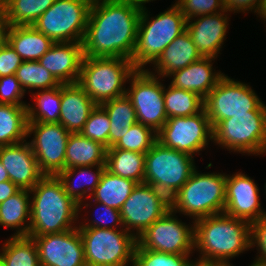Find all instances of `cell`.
Wrapping results in <instances>:
<instances>
[{"label":"cell","mask_w":266,"mask_h":266,"mask_svg":"<svg viewBox=\"0 0 266 266\" xmlns=\"http://www.w3.org/2000/svg\"><path fill=\"white\" fill-rule=\"evenodd\" d=\"M213 266H233L230 262H213Z\"/></svg>","instance_id":"cell-52"},{"label":"cell","mask_w":266,"mask_h":266,"mask_svg":"<svg viewBox=\"0 0 266 266\" xmlns=\"http://www.w3.org/2000/svg\"><path fill=\"white\" fill-rule=\"evenodd\" d=\"M25 93L15 74L0 77V104L27 105Z\"/></svg>","instance_id":"cell-43"},{"label":"cell","mask_w":266,"mask_h":266,"mask_svg":"<svg viewBox=\"0 0 266 266\" xmlns=\"http://www.w3.org/2000/svg\"><path fill=\"white\" fill-rule=\"evenodd\" d=\"M157 141V133L141 123L130 126L129 131L108 149H122L146 154Z\"/></svg>","instance_id":"cell-38"},{"label":"cell","mask_w":266,"mask_h":266,"mask_svg":"<svg viewBox=\"0 0 266 266\" xmlns=\"http://www.w3.org/2000/svg\"><path fill=\"white\" fill-rule=\"evenodd\" d=\"M258 15L260 19L263 18L262 20L266 21V0H261Z\"/></svg>","instance_id":"cell-49"},{"label":"cell","mask_w":266,"mask_h":266,"mask_svg":"<svg viewBox=\"0 0 266 266\" xmlns=\"http://www.w3.org/2000/svg\"><path fill=\"white\" fill-rule=\"evenodd\" d=\"M1 252L0 258L6 266H40L38 249L32 238L11 236Z\"/></svg>","instance_id":"cell-36"},{"label":"cell","mask_w":266,"mask_h":266,"mask_svg":"<svg viewBox=\"0 0 266 266\" xmlns=\"http://www.w3.org/2000/svg\"><path fill=\"white\" fill-rule=\"evenodd\" d=\"M6 41L23 61H38L55 43L32 25L7 26Z\"/></svg>","instance_id":"cell-26"},{"label":"cell","mask_w":266,"mask_h":266,"mask_svg":"<svg viewBox=\"0 0 266 266\" xmlns=\"http://www.w3.org/2000/svg\"><path fill=\"white\" fill-rule=\"evenodd\" d=\"M6 12L3 0H0V45L6 40Z\"/></svg>","instance_id":"cell-48"},{"label":"cell","mask_w":266,"mask_h":266,"mask_svg":"<svg viewBox=\"0 0 266 266\" xmlns=\"http://www.w3.org/2000/svg\"><path fill=\"white\" fill-rule=\"evenodd\" d=\"M15 75L25 92L27 89L29 92L50 89L60 84L38 61H23Z\"/></svg>","instance_id":"cell-37"},{"label":"cell","mask_w":266,"mask_h":266,"mask_svg":"<svg viewBox=\"0 0 266 266\" xmlns=\"http://www.w3.org/2000/svg\"><path fill=\"white\" fill-rule=\"evenodd\" d=\"M10 178L2 163L0 162V182L9 181Z\"/></svg>","instance_id":"cell-51"},{"label":"cell","mask_w":266,"mask_h":266,"mask_svg":"<svg viewBox=\"0 0 266 266\" xmlns=\"http://www.w3.org/2000/svg\"><path fill=\"white\" fill-rule=\"evenodd\" d=\"M163 96L167 118L191 116L204 109V98L193 91L169 85L164 86Z\"/></svg>","instance_id":"cell-34"},{"label":"cell","mask_w":266,"mask_h":266,"mask_svg":"<svg viewBox=\"0 0 266 266\" xmlns=\"http://www.w3.org/2000/svg\"><path fill=\"white\" fill-rule=\"evenodd\" d=\"M116 1L133 3V4H136V5H139L140 7H144V5L146 3H149V2H151L153 0H116Z\"/></svg>","instance_id":"cell-50"},{"label":"cell","mask_w":266,"mask_h":266,"mask_svg":"<svg viewBox=\"0 0 266 266\" xmlns=\"http://www.w3.org/2000/svg\"><path fill=\"white\" fill-rule=\"evenodd\" d=\"M110 119L109 148L113 147L121 137L137 123L136 111L130 98L125 94L100 104Z\"/></svg>","instance_id":"cell-30"},{"label":"cell","mask_w":266,"mask_h":266,"mask_svg":"<svg viewBox=\"0 0 266 266\" xmlns=\"http://www.w3.org/2000/svg\"><path fill=\"white\" fill-rule=\"evenodd\" d=\"M20 188L9 181L0 182V203L4 202L6 199L16 194Z\"/></svg>","instance_id":"cell-47"},{"label":"cell","mask_w":266,"mask_h":266,"mask_svg":"<svg viewBox=\"0 0 266 266\" xmlns=\"http://www.w3.org/2000/svg\"><path fill=\"white\" fill-rule=\"evenodd\" d=\"M107 148L101 143L82 136L70 134L65 153V168L106 164Z\"/></svg>","instance_id":"cell-28"},{"label":"cell","mask_w":266,"mask_h":266,"mask_svg":"<svg viewBox=\"0 0 266 266\" xmlns=\"http://www.w3.org/2000/svg\"><path fill=\"white\" fill-rule=\"evenodd\" d=\"M170 209V198L166 194L147 183H138L124 202L120 214L124 229L138 239Z\"/></svg>","instance_id":"cell-13"},{"label":"cell","mask_w":266,"mask_h":266,"mask_svg":"<svg viewBox=\"0 0 266 266\" xmlns=\"http://www.w3.org/2000/svg\"><path fill=\"white\" fill-rule=\"evenodd\" d=\"M87 266H133L137 239L125 229L78 228ZM129 263V264H128Z\"/></svg>","instance_id":"cell-8"},{"label":"cell","mask_w":266,"mask_h":266,"mask_svg":"<svg viewBox=\"0 0 266 266\" xmlns=\"http://www.w3.org/2000/svg\"><path fill=\"white\" fill-rule=\"evenodd\" d=\"M136 71L130 59L83 57L78 84L100 105L126 94L125 83Z\"/></svg>","instance_id":"cell-6"},{"label":"cell","mask_w":266,"mask_h":266,"mask_svg":"<svg viewBox=\"0 0 266 266\" xmlns=\"http://www.w3.org/2000/svg\"><path fill=\"white\" fill-rule=\"evenodd\" d=\"M161 77L149 69L136 70L129 78L126 95L136 111L137 122L158 132L167 121L164 103V85Z\"/></svg>","instance_id":"cell-12"},{"label":"cell","mask_w":266,"mask_h":266,"mask_svg":"<svg viewBox=\"0 0 266 266\" xmlns=\"http://www.w3.org/2000/svg\"><path fill=\"white\" fill-rule=\"evenodd\" d=\"M0 266H6L5 263L2 261L1 258H0Z\"/></svg>","instance_id":"cell-55"},{"label":"cell","mask_w":266,"mask_h":266,"mask_svg":"<svg viewBox=\"0 0 266 266\" xmlns=\"http://www.w3.org/2000/svg\"><path fill=\"white\" fill-rule=\"evenodd\" d=\"M171 209L148 227L137 239L147 250L167 254L190 255L194 249V224L186 225ZM191 226V227H190Z\"/></svg>","instance_id":"cell-15"},{"label":"cell","mask_w":266,"mask_h":266,"mask_svg":"<svg viewBox=\"0 0 266 266\" xmlns=\"http://www.w3.org/2000/svg\"><path fill=\"white\" fill-rule=\"evenodd\" d=\"M191 266H213V263H202V262L194 261V263Z\"/></svg>","instance_id":"cell-53"},{"label":"cell","mask_w":266,"mask_h":266,"mask_svg":"<svg viewBox=\"0 0 266 266\" xmlns=\"http://www.w3.org/2000/svg\"><path fill=\"white\" fill-rule=\"evenodd\" d=\"M226 12L200 15L196 17L197 19L194 17L187 20L186 31L202 57L216 59L220 53L229 25Z\"/></svg>","instance_id":"cell-20"},{"label":"cell","mask_w":266,"mask_h":266,"mask_svg":"<svg viewBox=\"0 0 266 266\" xmlns=\"http://www.w3.org/2000/svg\"><path fill=\"white\" fill-rule=\"evenodd\" d=\"M251 248L259 251L256 260L266 263V216L251 223Z\"/></svg>","instance_id":"cell-45"},{"label":"cell","mask_w":266,"mask_h":266,"mask_svg":"<svg viewBox=\"0 0 266 266\" xmlns=\"http://www.w3.org/2000/svg\"><path fill=\"white\" fill-rule=\"evenodd\" d=\"M96 103L78 84H61L59 123L71 134L80 133Z\"/></svg>","instance_id":"cell-22"},{"label":"cell","mask_w":266,"mask_h":266,"mask_svg":"<svg viewBox=\"0 0 266 266\" xmlns=\"http://www.w3.org/2000/svg\"><path fill=\"white\" fill-rule=\"evenodd\" d=\"M213 141V128L205 109L186 116L168 118L157 132V141L167 147L194 157Z\"/></svg>","instance_id":"cell-14"},{"label":"cell","mask_w":266,"mask_h":266,"mask_svg":"<svg viewBox=\"0 0 266 266\" xmlns=\"http://www.w3.org/2000/svg\"><path fill=\"white\" fill-rule=\"evenodd\" d=\"M142 7L116 0L92 2L83 54L86 57L132 58Z\"/></svg>","instance_id":"cell-1"},{"label":"cell","mask_w":266,"mask_h":266,"mask_svg":"<svg viewBox=\"0 0 266 266\" xmlns=\"http://www.w3.org/2000/svg\"><path fill=\"white\" fill-rule=\"evenodd\" d=\"M249 266H266V263L254 260L253 263Z\"/></svg>","instance_id":"cell-54"},{"label":"cell","mask_w":266,"mask_h":266,"mask_svg":"<svg viewBox=\"0 0 266 266\" xmlns=\"http://www.w3.org/2000/svg\"><path fill=\"white\" fill-rule=\"evenodd\" d=\"M202 56L192 41L190 34L185 31L176 37L162 52L153 64L155 74L169 77L170 74L198 61Z\"/></svg>","instance_id":"cell-25"},{"label":"cell","mask_w":266,"mask_h":266,"mask_svg":"<svg viewBox=\"0 0 266 266\" xmlns=\"http://www.w3.org/2000/svg\"><path fill=\"white\" fill-rule=\"evenodd\" d=\"M30 190L20 189L0 203V225L16 229L12 237H27L30 226Z\"/></svg>","instance_id":"cell-27"},{"label":"cell","mask_w":266,"mask_h":266,"mask_svg":"<svg viewBox=\"0 0 266 266\" xmlns=\"http://www.w3.org/2000/svg\"><path fill=\"white\" fill-rule=\"evenodd\" d=\"M56 0H3L8 26H30Z\"/></svg>","instance_id":"cell-35"},{"label":"cell","mask_w":266,"mask_h":266,"mask_svg":"<svg viewBox=\"0 0 266 266\" xmlns=\"http://www.w3.org/2000/svg\"><path fill=\"white\" fill-rule=\"evenodd\" d=\"M106 169L120 177L144 183L145 154L122 149H107Z\"/></svg>","instance_id":"cell-32"},{"label":"cell","mask_w":266,"mask_h":266,"mask_svg":"<svg viewBox=\"0 0 266 266\" xmlns=\"http://www.w3.org/2000/svg\"><path fill=\"white\" fill-rule=\"evenodd\" d=\"M195 168L193 156L167 148L156 141L145 154L144 183L171 199L187 182Z\"/></svg>","instance_id":"cell-7"},{"label":"cell","mask_w":266,"mask_h":266,"mask_svg":"<svg viewBox=\"0 0 266 266\" xmlns=\"http://www.w3.org/2000/svg\"><path fill=\"white\" fill-rule=\"evenodd\" d=\"M94 167H96V171L94 170L92 172ZM105 169L106 165L73 167L65 168L56 175L62 182L65 193L79 205L80 212L82 209L81 207L84 206V208H88V206H92V204H88L84 201L90 198L92 192L99 184L101 175ZM75 178L76 180H78V178L82 180L79 179L80 181L78 180L76 182Z\"/></svg>","instance_id":"cell-24"},{"label":"cell","mask_w":266,"mask_h":266,"mask_svg":"<svg viewBox=\"0 0 266 266\" xmlns=\"http://www.w3.org/2000/svg\"><path fill=\"white\" fill-rule=\"evenodd\" d=\"M97 204L99 210H96L97 214L93 220H89V223H79L78 228H103V229H124L120 211L106 206L100 202H93ZM98 209V208H96Z\"/></svg>","instance_id":"cell-41"},{"label":"cell","mask_w":266,"mask_h":266,"mask_svg":"<svg viewBox=\"0 0 266 266\" xmlns=\"http://www.w3.org/2000/svg\"><path fill=\"white\" fill-rule=\"evenodd\" d=\"M91 4L90 0H56L32 26L54 42L82 43Z\"/></svg>","instance_id":"cell-10"},{"label":"cell","mask_w":266,"mask_h":266,"mask_svg":"<svg viewBox=\"0 0 266 266\" xmlns=\"http://www.w3.org/2000/svg\"><path fill=\"white\" fill-rule=\"evenodd\" d=\"M259 197V188L253 179L242 172L226 175L224 214L251 224L266 216Z\"/></svg>","instance_id":"cell-18"},{"label":"cell","mask_w":266,"mask_h":266,"mask_svg":"<svg viewBox=\"0 0 266 266\" xmlns=\"http://www.w3.org/2000/svg\"><path fill=\"white\" fill-rule=\"evenodd\" d=\"M146 10L145 6L142 7L131 58L136 70H145V65L154 64L163 50L186 31L187 19L176 4L155 17H150Z\"/></svg>","instance_id":"cell-4"},{"label":"cell","mask_w":266,"mask_h":266,"mask_svg":"<svg viewBox=\"0 0 266 266\" xmlns=\"http://www.w3.org/2000/svg\"><path fill=\"white\" fill-rule=\"evenodd\" d=\"M175 4L187 20L200 15H209L225 11L223 0H177Z\"/></svg>","instance_id":"cell-42"},{"label":"cell","mask_w":266,"mask_h":266,"mask_svg":"<svg viewBox=\"0 0 266 266\" xmlns=\"http://www.w3.org/2000/svg\"><path fill=\"white\" fill-rule=\"evenodd\" d=\"M226 194L225 173H199L197 168L187 182L170 199L171 210L194 221L224 212Z\"/></svg>","instance_id":"cell-5"},{"label":"cell","mask_w":266,"mask_h":266,"mask_svg":"<svg viewBox=\"0 0 266 266\" xmlns=\"http://www.w3.org/2000/svg\"><path fill=\"white\" fill-rule=\"evenodd\" d=\"M192 223L198 262H229L251 248V224L244 220L221 213Z\"/></svg>","instance_id":"cell-2"},{"label":"cell","mask_w":266,"mask_h":266,"mask_svg":"<svg viewBox=\"0 0 266 266\" xmlns=\"http://www.w3.org/2000/svg\"><path fill=\"white\" fill-rule=\"evenodd\" d=\"M23 59L5 40L0 45V77L15 74Z\"/></svg>","instance_id":"cell-44"},{"label":"cell","mask_w":266,"mask_h":266,"mask_svg":"<svg viewBox=\"0 0 266 266\" xmlns=\"http://www.w3.org/2000/svg\"><path fill=\"white\" fill-rule=\"evenodd\" d=\"M189 257L147 250L136 245L133 266H191L194 262Z\"/></svg>","instance_id":"cell-39"},{"label":"cell","mask_w":266,"mask_h":266,"mask_svg":"<svg viewBox=\"0 0 266 266\" xmlns=\"http://www.w3.org/2000/svg\"><path fill=\"white\" fill-rule=\"evenodd\" d=\"M30 238L37 246L40 266H87L78 227Z\"/></svg>","instance_id":"cell-17"},{"label":"cell","mask_w":266,"mask_h":266,"mask_svg":"<svg viewBox=\"0 0 266 266\" xmlns=\"http://www.w3.org/2000/svg\"><path fill=\"white\" fill-rule=\"evenodd\" d=\"M0 162L10 181L20 189L31 190L44 176L29 143L22 141L0 147Z\"/></svg>","instance_id":"cell-19"},{"label":"cell","mask_w":266,"mask_h":266,"mask_svg":"<svg viewBox=\"0 0 266 266\" xmlns=\"http://www.w3.org/2000/svg\"><path fill=\"white\" fill-rule=\"evenodd\" d=\"M261 0H223L224 10L229 12H246L254 10L258 14Z\"/></svg>","instance_id":"cell-46"},{"label":"cell","mask_w":266,"mask_h":266,"mask_svg":"<svg viewBox=\"0 0 266 266\" xmlns=\"http://www.w3.org/2000/svg\"><path fill=\"white\" fill-rule=\"evenodd\" d=\"M215 58L202 57L198 61L190 63L174 73L170 83L174 88L193 91L205 98L216 86L218 81L225 75L222 72H213L212 61Z\"/></svg>","instance_id":"cell-23"},{"label":"cell","mask_w":266,"mask_h":266,"mask_svg":"<svg viewBox=\"0 0 266 266\" xmlns=\"http://www.w3.org/2000/svg\"><path fill=\"white\" fill-rule=\"evenodd\" d=\"M30 194L33 196L30 195V226L27 237L66 232L78 227L75 221L80 215L79 205L65 193L57 176L45 175L30 190Z\"/></svg>","instance_id":"cell-3"},{"label":"cell","mask_w":266,"mask_h":266,"mask_svg":"<svg viewBox=\"0 0 266 266\" xmlns=\"http://www.w3.org/2000/svg\"><path fill=\"white\" fill-rule=\"evenodd\" d=\"M27 131L26 105L0 104V147L25 141Z\"/></svg>","instance_id":"cell-31"},{"label":"cell","mask_w":266,"mask_h":266,"mask_svg":"<svg viewBox=\"0 0 266 266\" xmlns=\"http://www.w3.org/2000/svg\"><path fill=\"white\" fill-rule=\"evenodd\" d=\"M136 185L135 181L120 177L105 169L99 184L88 200L103 203L120 211Z\"/></svg>","instance_id":"cell-29"},{"label":"cell","mask_w":266,"mask_h":266,"mask_svg":"<svg viewBox=\"0 0 266 266\" xmlns=\"http://www.w3.org/2000/svg\"><path fill=\"white\" fill-rule=\"evenodd\" d=\"M32 151L45 175L56 176L65 169V153L69 133L60 123L28 122Z\"/></svg>","instance_id":"cell-16"},{"label":"cell","mask_w":266,"mask_h":266,"mask_svg":"<svg viewBox=\"0 0 266 266\" xmlns=\"http://www.w3.org/2000/svg\"><path fill=\"white\" fill-rule=\"evenodd\" d=\"M213 142L231 152L266 154V111H249L221 120L213 128Z\"/></svg>","instance_id":"cell-9"},{"label":"cell","mask_w":266,"mask_h":266,"mask_svg":"<svg viewBox=\"0 0 266 266\" xmlns=\"http://www.w3.org/2000/svg\"><path fill=\"white\" fill-rule=\"evenodd\" d=\"M83 43L55 42L38 60L61 84L78 83L83 60Z\"/></svg>","instance_id":"cell-21"},{"label":"cell","mask_w":266,"mask_h":266,"mask_svg":"<svg viewBox=\"0 0 266 266\" xmlns=\"http://www.w3.org/2000/svg\"><path fill=\"white\" fill-rule=\"evenodd\" d=\"M109 130L110 119L106 111L100 106L90 112L88 120L80 134L86 138L101 143L107 149L109 148Z\"/></svg>","instance_id":"cell-40"},{"label":"cell","mask_w":266,"mask_h":266,"mask_svg":"<svg viewBox=\"0 0 266 266\" xmlns=\"http://www.w3.org/2000/svg\"><path fill=\"white\" fill-rule=\"evenodd\" d=\"M204 109L212 128L221 120L249 111H266V105L245 83L224 75L204 98Z\"/></svg>","instance_id":"cell-11"},{"label":"cell","mask_w":266,"mask_h":266,"mask_svg":"<svg viewBox=\"0 0 266 266\" xmlns=\"http://www.w3.org/2000/svg\"><path fill=\"white\" fill-rule=\"evenodd\" d=\"M35 105H26L28 122L59 123L61 83L53 88L33 93Z\"/></svg>","instance_id":"cell-33"}]
</instances>
